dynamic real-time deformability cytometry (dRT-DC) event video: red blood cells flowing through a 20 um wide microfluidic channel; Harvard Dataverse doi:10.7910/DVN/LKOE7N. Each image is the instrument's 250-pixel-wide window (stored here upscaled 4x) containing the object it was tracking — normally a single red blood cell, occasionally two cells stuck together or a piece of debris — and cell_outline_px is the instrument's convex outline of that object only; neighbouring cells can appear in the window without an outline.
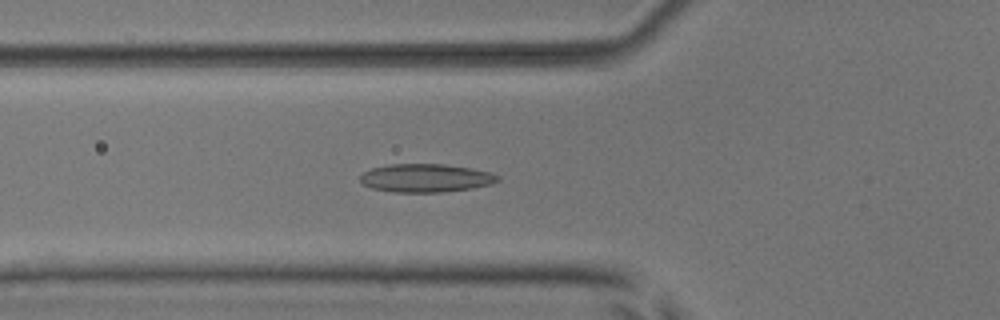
{"species": "common noctule bat (a hibernating species)", "species_latin": "Nyctalus noctula", "temperature_condition": "room temperature", "stored_images_in_passage": 52, "camera_frame_rate_fps": 3000, "um_per_image_px": 0.085, "animal": {"sex": "male", "body_mass_g": 17.9, "forearm_length_mm": 54.2}, "frame": {"image": 1, "passage_image": 20, "time_ms": 6.333, "image_size_px": [1000, 320], "cell_outline_px": [[500, 180], [492, 184], [472, 188], [440, 192], [392, 192], [372, 188], [364, 184], [360, 180], [360, 176], [364, 172], [372, 168], [388, 164], [444, 164], [472, 168], [492, 172], [500, 176]], "centroid_in_image_um": [36.23, 15.12], "position_along_channel_um": 89.6, "area_um2": 22.77}}
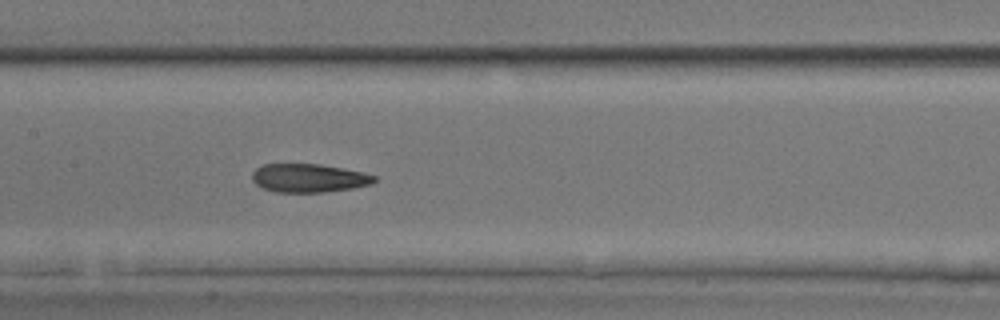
{"frame": {"image": 2, "passage_image": 27, "time_ms": 8.667, "image_size_px": [1000, 320], "cell_outline_px": [[376, 180], [372, 184], [352, 188], [324, 192], [276, 192], [260, 188], [252, 180], [252, 172], [256, 168], [264, 164], [320, 164], [344, 168], [376, 176]], "centroid_in_image_um": [26.21, 15.13], "position_along_channel_um": 181.2, "area_um2": 20.35}}
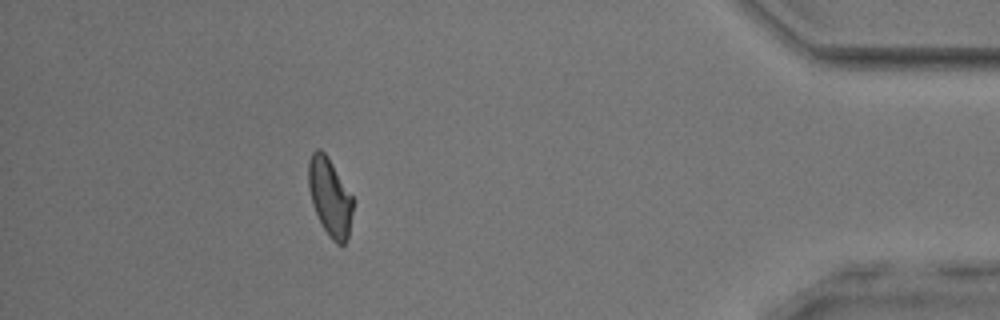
{"frame": {"image": 3, "passage_image": 48, "time_ms": 15.667, "image_size_px": [1000, 320], "cell_outline_px": [[352, 212], [348, 236], [344, 244], [336, 244], [328, 236], [312, 204], [308, 188], [308, 160], [312, 152], [316, 148], [320, 148], [328, 156], [352, 196]], "centroid_in_image_um": [28.01, 16.71], "position_along_channel_um": 407.2, "area_um2": 20.06}, "authors_computed_cell_mechanics": {"area_um2": 21.2415, "velocity_mm_per_s": 3.9189, "shape_relaxation_time_tau1_ms": 8.9552, "shape_relaxation_time_tau2_ms": 2.4921, "deformation_change_tau1": 0.1622, "deformation_change_tau2": 0.106}}